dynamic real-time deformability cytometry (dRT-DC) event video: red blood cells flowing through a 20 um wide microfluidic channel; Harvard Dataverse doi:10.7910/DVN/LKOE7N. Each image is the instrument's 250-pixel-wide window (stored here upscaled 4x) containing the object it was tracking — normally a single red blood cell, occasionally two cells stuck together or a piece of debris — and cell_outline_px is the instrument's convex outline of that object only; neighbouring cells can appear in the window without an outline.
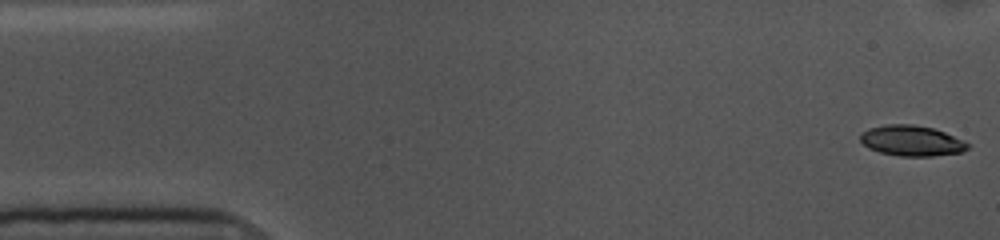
{"species": "common noctule bat (a hibernating species)", "species_latin": "Nyctalus noctula", "temperature_condition": "cold", "stored_images_in_passage": 54, "camera_frame_rate_fps": 3000, "um_per_image_px": 0.085, "animal": {"sex": "female", "body_mass_g": 10.0, "forearm_length_mm": 53.1}, "frame": {"image": 1, "passage_image": 1, "time_ms": 0.0, "image_size_px": [1000, 240], "cell_outline_px": [[972, 144], [968, 148], [960, 152], [932, 156], [900, 156], [880, 152], [868, 148], [860, 140], [860, 132], [868, 128], [888, 124], [912, 124], [932, 128], [944, 132]], "centroid_in_image_um": [77.47, 11.96], "position_along_channel_um": 7.5, "area_um2": 19.07}}
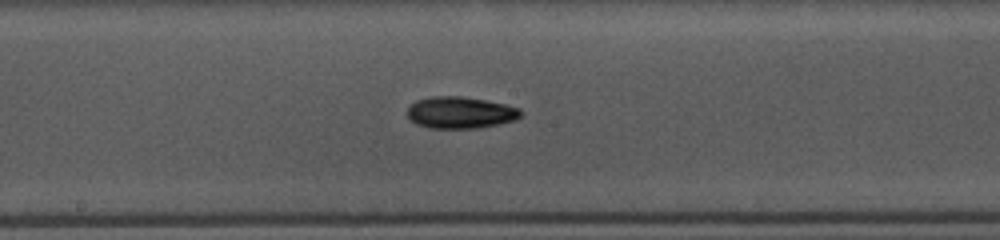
{"frame": {"image": 2, "passage_image": 27, "time_ms": 8.667, "image_size_px": [1000, 240], "cell_outline_px": [[524, 112], [516, 120], [476, 128], [428, 128], [416, 124], [408, 116], [408, 108], [416, 100], [428, 96], [460, 96], [484, 100], [504, 104], [520, 108]], "centroid_in_image_um": [39.13, 9.56], "position_along_channel_um": 209.1, "area_um2": 20.92}}
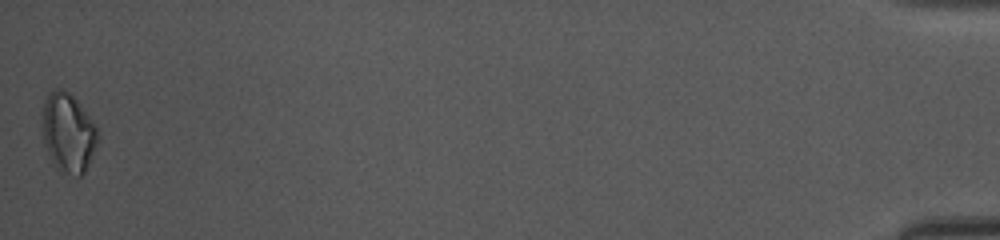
{"frame": {"image": 3, "passage_image": 54, "time_ms": 17.667, "image_size_px": [1000, 240], "cell_outline_px": [[100, 140], [84, 172], [80, 176], [76, 176], [60, 172], [56, 168], [44, 144], [44, 100], [48, 92], [56, 88], [64, 88], [76, 100], [92, 120], [100, 136]], "centroid_in_image_um": [5.82, 11.29], "position_along_channel_um": 429.4, "area_um2": 25.37}, "authors_computed_cell_mechanics": {"area_um2": 19.6809, "velocity_mm_per_s": 3.591, "shape_relaxation_time_tau1_ms": 3.6259, "shape_relaxation_time_tau2_ms": null, "deformation_change_tau1": 0.1239, "deformation_change_tau2": null}}